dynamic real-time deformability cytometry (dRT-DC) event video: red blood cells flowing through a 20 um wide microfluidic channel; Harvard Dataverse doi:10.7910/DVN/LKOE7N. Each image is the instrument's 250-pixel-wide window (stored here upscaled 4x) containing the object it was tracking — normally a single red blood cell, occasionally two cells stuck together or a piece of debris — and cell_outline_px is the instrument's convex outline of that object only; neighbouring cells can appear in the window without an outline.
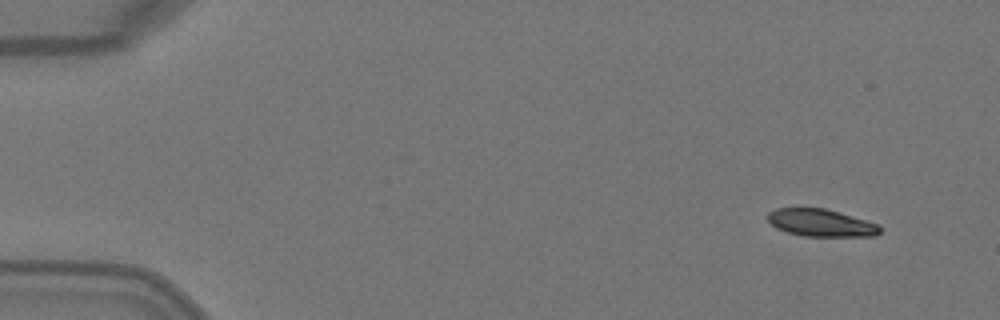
{"species": "Egyptian fruit bat (a non-hibernating species)", "species_latin": "Rousettus aegyptiacus", "temperature_condition": "warm", "stored_images_in_passage": 4, "camera_frame_rate_fps": 3000, "um_per_image_px": 0.085, "animal": {"sex": "female"}, "frame": {"image": 1, "passage_image": 1, "time_ms": 0.0, "image_size_px": [1000, 320], "cell_outline_px": [[880, 232], [876, 236], [804, 236], [788, 232], [776, 228], [768, 220], [768, 212], [776, 208], [824, 208], [864, 220], [876, 224], [880, 228]], "centroid_in_image_um": [69.74, 18.94], "position_along_channel_um": 15.3, "area_um2": 17.57}}
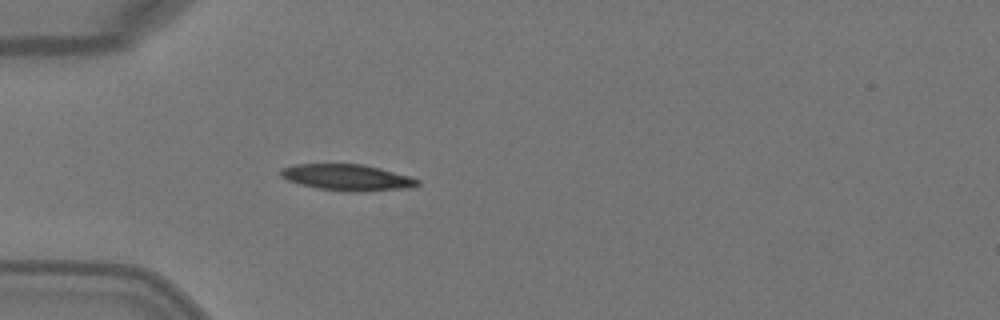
{"frame": {"image": 2, "passage_image": 4, "time_ms": 1.0, "image_size_px": [1000, 320], "cell_outline_px": [[420, 184], [412, 188], [356, 192], [344, 192], [316, 188], [300, 184], [288, 180], [280, 176], [280, 168], [292, 164], [364, 164], [412, 176], [420, 180]], "centroid_in_image_um": [29.54, 15.08], "position_along_channel_um": 55.5, "area_um2": 21.33}}